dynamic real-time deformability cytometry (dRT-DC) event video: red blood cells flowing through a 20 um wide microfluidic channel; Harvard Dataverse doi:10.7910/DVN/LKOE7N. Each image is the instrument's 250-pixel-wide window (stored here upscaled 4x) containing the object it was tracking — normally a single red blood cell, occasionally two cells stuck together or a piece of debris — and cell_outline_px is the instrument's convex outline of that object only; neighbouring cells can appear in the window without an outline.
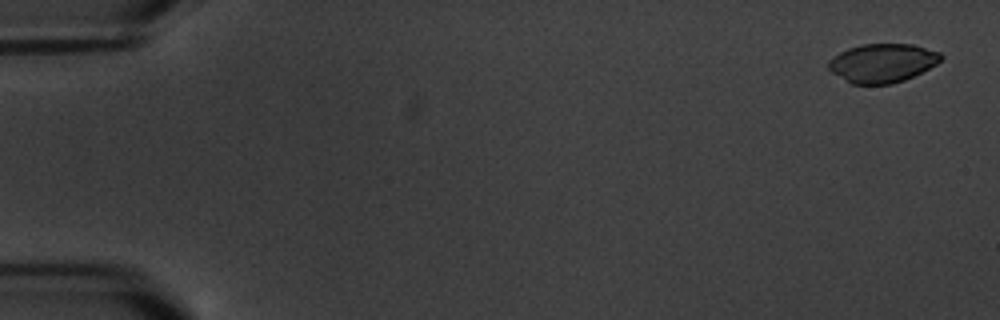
{"species": "common noctule bat (a hibernating species)", "species_latin": "Nyctalus noctula", "temperature_condition": "warm", "stored_images_in_passage": 8, "camera_frame_rate_fps": 3000, "um_per_image_px": 0.085, "animal": {"sex": "male", "body_mass_g": 20.1, "forearm_length_mm": 53.5}, "frame": {"image": 1, "passage_image": 1, "time_ms": 0.0, "image_size_px": [1000, 320], "cell_outline_px": [[944, 56], [936, 64], [904, 80], [892, 84], [852, 84], [832, 72], [828, 68], [828, 60], [840, 52], [848, 48], [860, 44], [912, 44], [940, 52]], "centroid_in_image_um": [74.99, 5.35], "position_along_channel_um": 10.0, "area_um2": 25.26}}
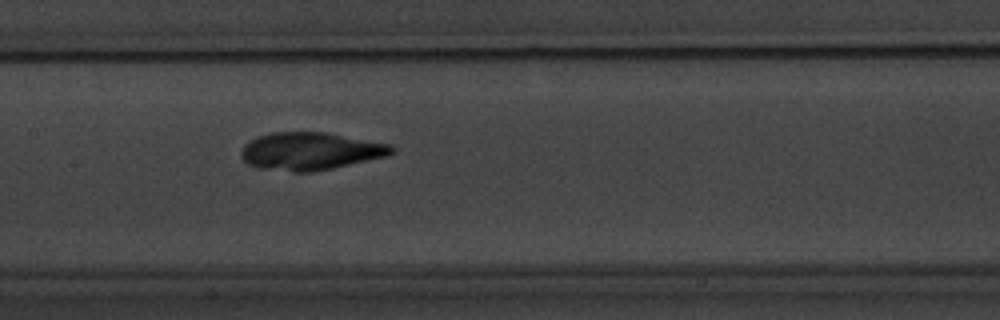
{"frame": {"image": 2, "passage_image": 8, "time_ms": 9.333, "image_size_px": [1000, 320], "cell_outline_px": [[396, 152], [384, 156], [332, 168], [312, 172], [292, 172], [260, 168], [248, 164], [240, 156], [240, 152], [244, 144], [248, 140], [256, 136], [272, 132], [324, 132], [392, 144], [396, 148]], "centroid_in_image_um": [26.34, 12.84], "position_along_channel_um": 181.1, "area_um2": 33.12}}